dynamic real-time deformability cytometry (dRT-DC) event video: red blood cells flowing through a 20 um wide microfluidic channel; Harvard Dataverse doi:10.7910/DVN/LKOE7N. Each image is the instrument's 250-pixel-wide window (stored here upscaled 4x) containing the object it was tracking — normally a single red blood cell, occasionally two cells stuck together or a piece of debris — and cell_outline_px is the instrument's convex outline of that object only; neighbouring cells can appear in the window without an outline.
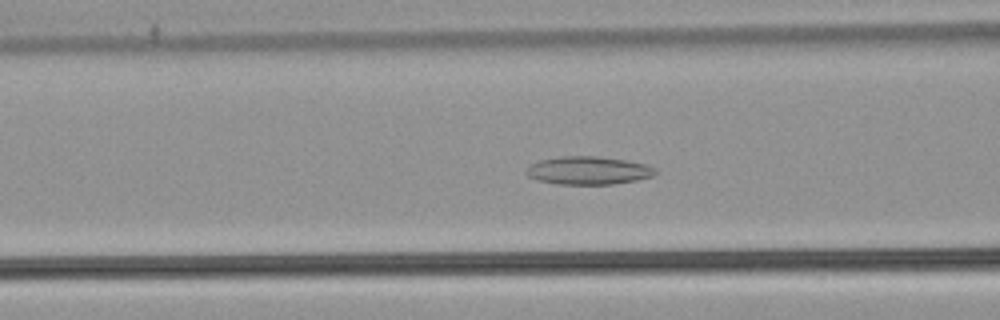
{"species": "common noctule bat (a hibernating species)", "species_latin": "Nyctalus noctula", "temperature_condition": "warm", "stored_images_in_passage": 55, "camera_frame_rate_fps": 3000, "um_per_image_px": 0.085, "animal": {"sex": "male", "body_mass_g": 21.5, "forearm_length_mm": 52.0}, "frame": {"image": 1, "passage_image": 23, "time_ms": 7.333, "image_size_px": [1000, 320], "cell_outline_px": [[656, 172], [652, 176], [636, 180], [612, 184], [556, 184], [540, 180], [528, 176], [524, 172], [532, 164], [540, 160], [560, 156], [596, 156], [628, 160], [648, 164], [656, 168]], "centroid_in_image_um": [50.04, 14.48], "position_along_channel_um": 116.6, "area_um2": 21.1}}
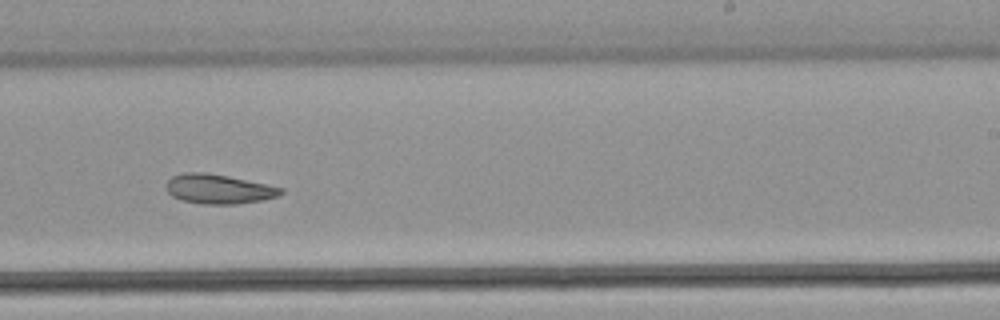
{"frame": {"image": 2, "passage_image": 35, "time_ms": 11.333, "image_size_px": [1000, 320], "cell_outline_px": [[284, 192], [280, 196], [264, 200], [236, 204], [200, 204], [180, 200], [172, 196], [168, 192], [168, 180], [172, 176], [184, 172], [200, 172], [228, 176], [284, 188]], "centroid_in_image_um": [18.62, 16.08], "position_along_channel_um": 270.4, "area_um2": 19.71}}
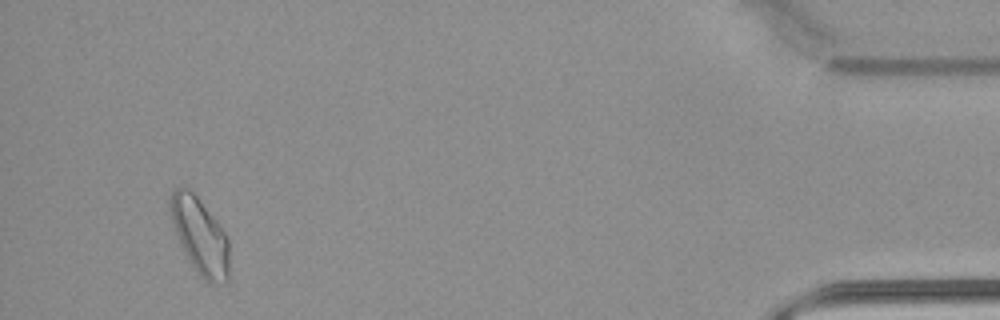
{"frame": {"image": 3, "passage_image": 52, "time_ms": 17.0, "image_size_px": [1000, 320], "cell_outline_px": [[228, 280], [224, 284], [208, 284], [196, 272], [184, 252], [176, 232], [172, 220], [168, 204], [168, 200], [172, 192], [176, 188], [188, 188], [196, 196], [216, 220], [228, 236]], "centroid_in_image_um": [17.0, 20.09], "position_along_channel_um": 418.2, "area_um2": 26.07}}